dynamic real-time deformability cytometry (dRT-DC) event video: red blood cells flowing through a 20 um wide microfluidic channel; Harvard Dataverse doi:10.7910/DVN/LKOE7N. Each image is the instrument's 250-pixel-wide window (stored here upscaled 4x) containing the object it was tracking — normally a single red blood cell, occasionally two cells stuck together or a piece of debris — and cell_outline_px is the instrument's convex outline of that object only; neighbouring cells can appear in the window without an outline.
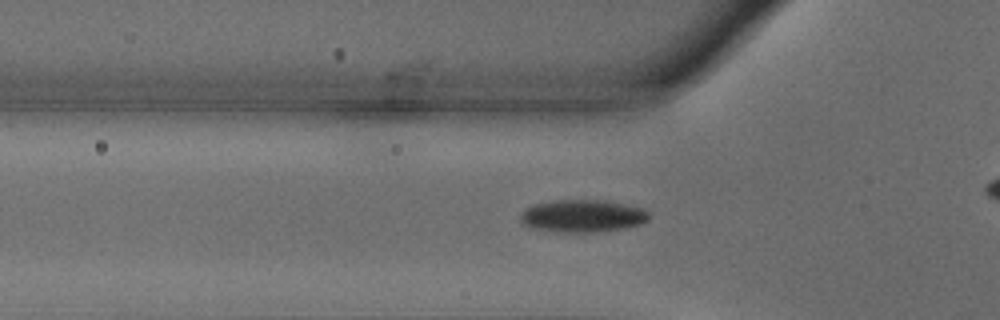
{"species": "common noctule bat (a hibernating species)", "species_latin": "Nyctalus noctula", "temperature_condition": "warm", "stored_images_in_passage": 34, "camera_frame_rate_fps": 3000, "um_per_image_px": 0.085, "animal": {"sex": "male", "body_mass_g": 18.8}, "frame": {"image": 1, "passage_image": 4, "time_ms": 1.0, "image_size_px": [1000, 320], "cell_outline_px": [[648, 220], [640, 224], [624, 228], [592, 232], [564, 232], [532, 228], [524, 224], [520, 220], [520, 212], [524, 208], [536, 204], [552, 200], [604, 200], [644, 208], [648, 212]], "centroid_in_image_um": [49.5, 18.34], "position_along_channel_um": 76.3, "area_um2": 24.28}}
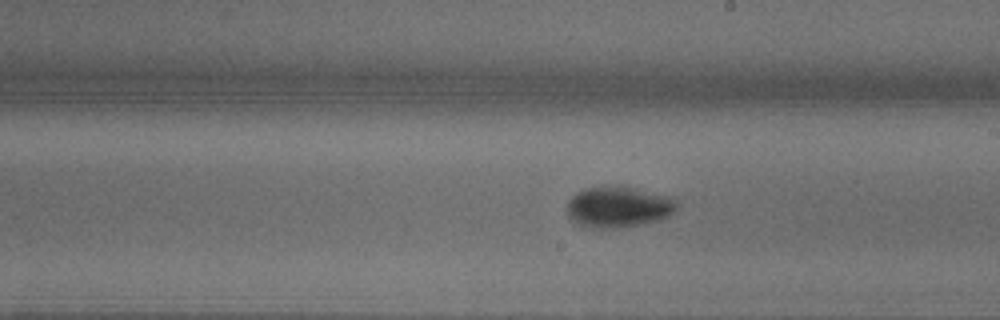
{"frame": {"image": 2, "passage_image": 17, "time_ms": 5.333, "image_size_px": [1000, 320], "cell_outline_px": [[676, 208], [668, 216], [660, 220], [620, 228], [588, 228], [580, 224], [568, 216], [568, 200], [576, 192], [584, 188], [604, 184], [632, 188], [664, 196], [676, 200]], "centroid_in_image_um": [52.5, 17.59], "position_along_channel_um": 236.5, "area_um2": 26.07}}
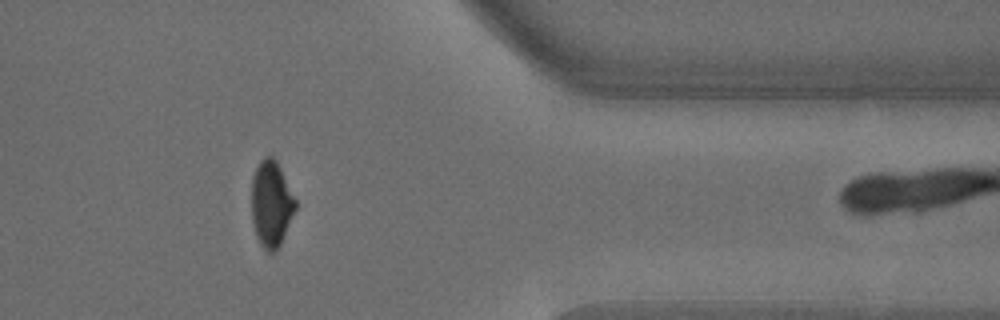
{"frame": {"image": 3, "passage_image": 31, "time_ms": 10.0, "image_size_px": [1000, 320], "cell_outline_px": [[296, 208], [280, 244], [272, 252], [268, 252], [260, 244], [256, 236], [252, 220], [252, 176], [260, 160], [268, 152], [276, 160], [296, 200]], "centroid_in_image_um": [23.04, 17.28], "position_along_channel_um": 388.4, "area_um2": 21.85}, "authors_computed_cell_mechanics": {"area_um2": 24.276, "velocity_mm_per_s": 3.671, "shape_relaxation_time_tau1_ms": 3.4824, "shape_relaxation_time_tau2_ms": null, "deformation_change_tau1": 0.1553, "deformation_change_tau2": null}}